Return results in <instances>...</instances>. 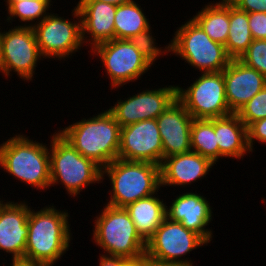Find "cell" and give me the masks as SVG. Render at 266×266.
<instances>
[{
	"mask_svg": "<svg viewBox=\"0 0 266 266\" xmlns=\"http://www.w3.org/2000/svg\"><path fill=\"white\" fill-rule=\"evenodd\" d=\"M248 20L253 39H266V13H248Z\"/></svg>",
	"mask_w": 266,
	"mask_h": 266,
	"instance_id": "obj_32",
	"label": "cell"
},
{
	"mask_svg": "<svg viewBox=\"0 0 266 266\" xmlns=\"http://www.w3.org/2000/svg\"><path fill=\"white\" fill-rule=\"evenodd\" d=\"M193 119L177 99L157 117L163 159L192 151L190 136Z\"/></svg>",
	"mask_w": 266,
	"mask_h": 266,
	"instance_id": "obj_17",
	"label": "cell"
},
{
	"mask_svg": "<svg viewBox=\"0 0 266 266\" xmlns=\"http://www.w3.org/2000/svg\"><path fill=\"white\" fill-rule=\"evenodd\" d=\"M222 72L226 100L232 113H237L242 106L266 86V77L238 59H231Z\"/></svg>",
	"mask_w": 266,
	"mask_h": 266,
	"instance_id": "obj_19",
	"label": "cell"
},
{
	"mask_svg": "<svg viewBox=\"0 0 266 266\" xmlns=\"http://www.w3.org/2000/svg\"><path fill=\"white\" fill-rule=\"evenodd\" d=\"M191 149L214 164L219 161V148L214 132L213 119H193L191 127Z\"/></svg>",
	"mask_w": 266,
	"mask_h": 266,
	"instance_id": "obj_27",
	"label": "cell"
},
{
	"mask_svg": "<svg viewBox=\"0 0 266 266\" xmlns=\"http://www.w3.org/2000/svg\"><path fill=\"white\" fill-rule=\"evenodd\" d=\"M52 135L49 146L50 187L61 183L66 194L74 198L81 195L87 186L103 183L101 166L81 155L57 131Z\"/></svg>",
	"mask_w": 266,
	"mask_h": 266,
	"instance_id": "obj_6",
	"label": "cell"
},
{
	"mask_svg": "<svg viewBox=\"0 0 266 266\" xmlns=\"http://www.w3.org/2000/svg\"><path fill=\"white\" fill-rule=\"evenodd\" d=\"M53 205L37 211L29 206L27 223L25 259L47 266H54L69 251L72 240L68 210Z\"/></svg>",
	"mask_w": 266,
	"mask_h": 266,
	"instance_id": "obj_1",
	"label": "cell"
},
{
	"mask_svg": "<svg viewBox=\"0 0 266 266\" xmlns=\"http://www.w3.org/2000/svg\"><path fill=\"white\" fill-rule=\"evenodd\" d=\"M118 158L160 166L163 161V143L157 119L142 120L121 127Z\"/></svg>",
	"mask_w": 266,
	"mask_h": 266,
	"instance_id": "obj_14",
	"label": "cell"
},
{
	"mask_svg": "<svg viewBox=\"0 0 266 266\" xmlns=\"http://www.w3.org/2000/svg\"><path fill=\"white\" fill-rule=\"evenodd\" d=\"M214 132L220 158L240 160L251 151L247 143V127L236 113L214 118Z\"/></svg>",
	"mask_w": 266,
	"mask_h": 266,
	"instance_id": "obj_21",
	"label": "cell"
},
{
	"mask_svg": "<svg viewBox=\"0 0 266 266\" xmlns=\"http://www.w3.org/2000/svg\"><path fill=\"white\" fill-rule=\"evenodd\" d=\"M229 35L225 45L231 59H239L253 42L248 13L238 9L229 1Z\"/></svg>",
	"mask_w": 266,
	"mask_h": 266,
	"instance_id": "obj_24",
	"label": "cell"
},
{
	"mask_svg": "<svg viewBox=\"0 0 266 266\" xmlns=\"http://www.w3.org/2000/svg\"><path fill=\"white\" fill-rule=\"evenodd\" d=\"M94 218L92 241L102 249L103 255L124 257L132 261L145 258L146 241L124 207L104 204Z\"/></svg>",
	"mask_w": 266,
	"mask_h": 266,
	"instance_id": "obj_4",
	"label": "cell"
},
{
	"mask_svg": "<svg viewBox=\"0 0 266 266\" xmlns=\"http://www.w3.org/2000/svg\"><path fill=\"white\" fill-rule=\"evenodd\" d=\"M169 52L201 73L221 72L231 61L225 46L213 41L192 18L177 27Z\"/></svg>",
	"mask_w": 266,
	"mask_h": 266,
	"instance_id": "obj_7",
	"label": "cell"
},
{
	"mask_svg": "<svg viewBox=\"0 0 266 266\" xmlns=\"http://www.w3.org/2000/svg\"><path fill=\"white\" fill-rule=\"evenodd\" d=\"M205 245L208 243L199 234L166 217L146 241L145 258L162 263L193 266L191 258L185 256Z\"/></svg>",
	"mask_w": 266,
	"mask_h": 266,
	"instance_id": "obj_11",
	"label": "cell"
},
{
	"mask_svg": "<svg viewBox=\"0 0 266 266\" xmlns=\"http://www.w3.org/2000/svg\"><path fill=\"white\" fill-rule=\"evenodd\" d=\"M51 2L53 3L52 0L5 1L8 14L6 22L12 24V21L18 18L19 22H25L18 26L33 27L49 14L47 11H51Z\"/></svg>",
	"mask_w": 266,
	"mask_h": 266,
	"instance_id": "obj_26",
	"label": "cell"
},
{
	"mask_svg": "<svg viewBox=\"0 0 266 266\" xmlns=\"http://www.w3.org/2000/svg\"><path fill=\"white\" fill-rule=\"evenodd\" d=\"M156 195V196H155ZM158 193L128 204L125 209L137 232L147 241L166 218V205Z\"/></svg>",
	"mask_w": 266,
	"mask_h": 266,
	"instance_id": "obj_22",
	"label": "cell"
},
{
	"mask_svg": "<svg viewBox=\"0 0 266 266\" xmlns=\"http://www.w3.org/2000/svg\"><path fill=\"white\" fill-rule=\"evenodd\" d=\"M255 141L266 145V118L255 121L247 127V143L252 153L255 151L253 150Z\"/></svg>",
	"mask_w": 266,
	"mask_h": 266,
	"instance_id": "obj_31",
	"label": "cell"
},
{
	"mask_svg": "<svg viewBox=\"0 0 266 266\" xmlns=\"http://www.w3.org/2000/svg\"><path fill=\"white\" fill-rule=\"evenodd\" d=\"M214 165L210 159L193 151L164 158L160 165L161 187H189L204 179Z\"/></svg>",
	"mask_w": 266,
	"mask_h": 266,
	"instance_id": "obj_20",
	"label": "cell"
},
{
	"mask_svg": "<svg viewBox=\"0 0 266 266\" xmlns=\"http://www.w3.org/2000/svg\"><path fill=\"white\" fill-rule=\"evenodd\" d=\"M192 19L215 42L226 45L229 35V0L207 3Z\"/></svg>",
	"mask_w": 266,
	"mask_h": 266,
	"instance_id": "obj_23",
	"label": "cell"
},
{
	"mask_svg": "<svg viewBox=\"0 0 266 266\" xmlns=\"http://www.w3.org/2000/svg\"><path fill=\"white\" fill-rule=\"evenodd\" d=\"M128 266H145V258L137 261H132Z\"/></svg>",
	"mask_w": 266,
	"mask_h": 266,
	"instance_id": "obj_38",
	"label": "cell"
},
{
	"mask_svg": "<svg viewBox=\"0 0 266 266\" xmlns=\"http://www.w3.org/2000/svg\"><path fill=\"white\" fill-rule=\"evenodd\" d=\"M3 201H6V200H3V199L1 200V198H0V205L2 204Z\"/></svg>",
	"mask_w": 266,
	"mask_h": 266,
	"instance_id": "obj_40",
	"label": "cell"
},
{
	"mask_svg": "<svg viewBox=\"0 0 266 266\" xmlns=\"http://www.w3.org/2000/svg\"><path fill=\"white\" fill-rule=\"evenodd\" d=\"M26 136L18 133L0 144V167L21 183L47 190L51 182L49 146Z\"/></svg>",
	"mask_w": 266,
	"mask_h": 266,
	"instance_id": "obj_3",
	"label": "cell"
},
{
	"mask_svg": "<svg viewBox=\"0 0 266 266\" xmlns=\"http://www.w3.org/2000/svg\"><path fill=\"white\" fill-rule=\"evenodd\" d=\"M151 27L147 30L132 36L129 41L140 51V53L152 64L154 65L156 60H159L165 54L168 56L169 52V43L166 44L164 47H159L158 43H156V38L152 34ZM163 48V49H162Z\"/></svg>",
	"mask_w": 266,
	"mask_h": 266,
	"instance_id": "obj_28",
	"label": "cell"
},
{
	"mask_svg": "<svg viewBox=\"0 0 266 266\" xmlns=\"http://www.w3.org/2000/svg\"><path fill=\"white\" fill-rule=\"evenodd\" d=\"M6 201L0 205V250L11 255L10 260L25 259L28 237L29 205Z\"/></svg>",
	"mask_w": 266,
	"mask_h": 266,
	"instance_id": "obj_16",
	"label": "cell"
},
{
	"mask_svg": "<svg viewBox=\"0 0 266 266\" xmlns=\"http://www.w3.org/2000/svg\"><path fill=\"white\" fill-rule=\"evenodd\" d=\"M41 59L33 27L14 26L3 32L0 29V72L6 79L15 72L26 82L33 81Z\"/></svg>",
	"mask_w": 266,
	"mask_h": 266,
	"instance_id": "obj_9",
	"label": "cell"
},
{
	"mask_svg": "<svg viewBox=\"0 0 266 266\" xmlns=\"http://www.w3.org/2000/svg\"><path fill=\"white\" fill-rule=\"evenodd\" d=\"M105 175L112 188L108 191L111 196L106 204L114 207L125 208L161 191L160 166L153 163L117 158L102 168V180L106 179Z\"/></svg>",
	"mask_w": 266,
	"mask_h": 266,
	"instance_id": "obj_5",
	"label": "cell"
},
{
	"mask_svg": "<svg viewBox=\"0 0 266 266\" xmlns=\"http://www.w3.org/2000/svg\"><path fill=\"white\" fill-rule=\"evenodd\" d=\"M187 88L176 87V99L194 119H213L232 114L225 95L223 72L199 73Z\"/></svg>",
	"mask_w": 266,
	"mask_h": 266,
	"instance_id": "obj_10",
	"label": "cell"
},
{
	"mask_svg": "<svg viewBox=\"0 0 266 266\" xmlns=\"http://www.w3.org/2000/svg\"><path fill=\"white\" fill-rule=\"evenodd\" d=\"M76 6L81 15L82 41L86 44L85 47L90 45L92 50L101 43L115 39L116 5L98 0H79Z\"/></svg>",
	"mask_w": 266,
	"mask_h": 266,
	"instance_id": "obj_18",
	"label": "cell"
},
{
	"mask_svg": "<svg viewBox=\"0 0 266 266\" xmlns=\"http://www.w3.org/2000/svg\"><path fill=\"white\" fill-rule=\"evenodd\" d=\"M142 7L136 2L117 6L114 27L115 39H130L151 27Z\"/></svg>",
	"mask_w": 266,
	"mask_h": 266,
	"instance_id": "obj_25",
	"label": "cell"
},
{
	"mask_svg": "<svg viewBox=\"0 0 266 266\" xmlns=\"http://www.w3.org/2000/svg\"><path fill=\"white\" fill-rule=\"evenodd\" d=\"M11 261L12 264L10 266H47L42 263L29 261L26 259H16Z\"/></svg>",
	"mask_w": 266,
	"mask_h": 266,
	"instance_id": "obj_35",
	"label": "cell"
},
{
	"mask_svg": "<svg viewBox=\"0 0 266 266\" xmlns=\"http://www.w3.org/2000/svg\"><path fill=\"white\" fill-rule=\"evenodd\" d=\"M145 266H188V265L180 263H162V262L148 260L145 258Z\"/></svg>",
	"mask_w": 266,
	"mask_h": 266,
	"instance_id": "obj_36",
	"label": "cell"
},
{
	"mask_svg": "<svg viewBox=\"0 0 266 266\" xmlns=\"http://www.w3.org/2000/svg\"><path fill=\"white\" fill-rule=\"evenodd\" d=\"M238 9L247 13L265 12L266 0H229Z\"/></svg>",
	"mask_w": 266,
	"mask_h": 266,
	"instance_id": "obj_33",
	"label": "cell"
},
{
	"mask_svg": "<svg viewBox=\"0 0 266 266\" xmlns=\"http://www.w3.org/2000/svg\"><path fill=\"white\" fill-rule=\"evenodd\" d=\"M61 129L57 132L66 141L102 168L118 158L121 127L108 110Z\"/></svg>",
	"mask_w": 266,
	"mask_h": 266,
	"instance_id": "obj_2",
	"label": "cell"
},
{
	"mask_svg": "<svg viewBox=\"0 0 266 266\" xmlns=\"http://www.w3.org/2000/svg\"><path fill=\"white\" fill-rule=\"evenodd\" d=\"M177 85H168L129 95L120 99L107 110L114 116L120 127L137 123L147 119H157L168 106L176 99Z\"/></svg>",
	"mask_w": 266,
	"mask_h": 266,
	"instance_id": "obj_13",
	"label": "cell"
},
{
	"mask_svg": "<svg viewBox=\"0 0 266 266\" xmlns=\"http://www.w3.org/2000/svg\"><path fill=\"white\" fill-rule=\"evenodd\" d=\"M4 1H21V0H4Z\"/></svg>",
	"mask_w": 266,
	"mask_h": 266,
	"instance_id": "obj_39",
	"label": "cell"
},
{
	"mask_svg": "<svg viewBox=\"0 0 266 266\" xmlns=\"http://www.w3.org/2000/svg\"><path fill=\"white\" fill-rule=\"evenodd\" d=\"M91 53L100 58L113 89L139 80L152 66L128 39H113L101 43Z\"/></svg>",
	"mask_w": 266,
	"mask_h": 266,
	"instance_id": "obj_12",
	"label": "cell"
},
{
	"mask_svg": "<svg viewBox=\"0 0 266 266\" xmlns=\"http://www.w3.org/2000/svg\"><path fill=\"white\" fill-rule=\"evenodd\" d=\"M172 201L170 206L166 205V217L180 222L186 229L199 234L208 244L211 243L213 232L207 226L213 221V208L207 198L196 191H190L179 194Z\"/></svg>",
	"mask_w": 266,
	"mask_h": 266,
	"instance_id": "obj_15",
	"label": "cell"
},
{
	"mask_svg": "<svg viewBox=\"0 0 266 266\" xmlns=\"http://www.w3.org/2000/svg\"><path fill=\"white\" fill-rule=\"evenodd\" d=\"M248 127L251 123L266 118V86L236 113Z\"/></svg>",
	"mask_w": 266,
	"mask_h": 266,
	"instance_id": "obj_29",
	"label": "cell"
},
{
	"mask_svg": "<svg viewBox=\"0 0 266 266\" xmlns=\"http://www.w3.org/2000/svg\"><path fill=\"white\" fill-rule=\"evenodd\" d=\"M71 14L72 20L76 18L78 21H71L57 13L50 12L41 22L33 26L37 44L44 59L56 60L57 58V60L65 61L84 47L81 15L77 6Z\"/></svg>",
	"mask_w": 266,
	"mask_h": 266,
	"instance_id": "obj_8",
	"label": "cell"
},
{
	"mask_svg": "<svg viewBox=\"0 0 266 266\" xmlns=\"http://www.w3.org/2000/svg\"><path fill=\"white\" fill-rule=\"evenodd\" d=\"M266 77V39H255L238 59Z\"/></svg>",
	"mask_w": 266,
	"mask_h": 266,
	"instance_id": "obj_30",
	"label": "cell"
},
{
	"mask_svg": "<svg viewBox=\"0 0 266 266\" xmlns=\"http://www.w3.org/2000/svg\"><path fill=\"white\" fill-rule=\"evenodd\" d=\"M98 1H101V2H105V3H109V4H113V5L119 6V5H121V4H125V3L132 2V1H134V0H98Z\"/></svg>",
	"mask_w": 266,
	"mask_h": 266,
	"instance_id": "obj_37",
	"label": "cell"
},
{
	"mask_svg": "<svg viewBox=\"0 0 266 266\" xmlns=\"http://www.w3.org/2000/svg\"><path fill=\"white\" fill-rule=\"evenodd\" d=\"M99 266H128L132 260L124 257L107 256L100 254Z\"/></svg>",
	"mask_w": 266,
	"mask_h": 266,
	"instance_id": "obj_34",
	"label": "cell"
}]
</instances>
